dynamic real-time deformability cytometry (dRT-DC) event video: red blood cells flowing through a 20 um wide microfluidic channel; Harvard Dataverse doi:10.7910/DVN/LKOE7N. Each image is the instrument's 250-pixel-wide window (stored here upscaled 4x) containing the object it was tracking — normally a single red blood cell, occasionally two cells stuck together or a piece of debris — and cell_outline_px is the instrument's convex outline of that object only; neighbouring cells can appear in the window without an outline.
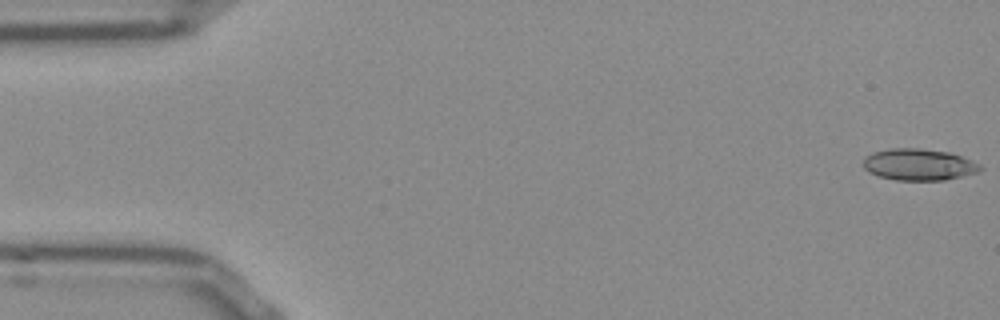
{"species": "Egyptian fruit bat (a non-hibernating species)", "species_latin": "Rousettus aegyptiacus", "temperature_condition": "room temperature", "stored_images_in_passage": 52, "camera_frame_rate_fps": 3000, "um_per_image_px": 0.085, "frame": {"image": 1, "passage_image": 1, "time_ms": 0.0, "image_size_px": [1000, 320], "cell_outline_px": [[984, 168], [976, 172], [944, 180], [896, 180], [880, 176], [868, 172], [864, 168], [864, 156], [872, 152], [892, 148], [920, 148], [948, 152], [972, 160], [980, 164]], "centroid_in_image_um": [78.08, 13.98], "position_along_channel_um": 6.9, "area_um2": 21.44}}
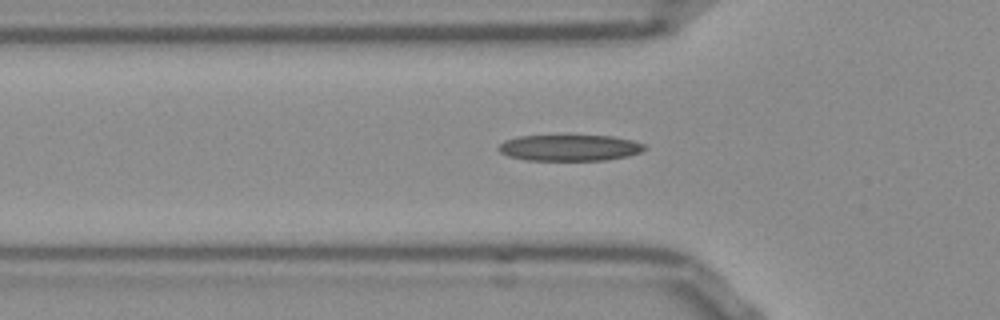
{"frame": {"image": 2, "passage_image": 17, "time_ms": 5.333, "image_size_px": [1000, 320], "cell_outline_px": [[648, 148], [640, 152], [628, 156], [608, 160], [524, 160], [508, 156], [500, 152], [496, 148], [504, 140], [520, 136], [612, 136], [632, 140], [644, 144]], "centroid_in_image_um": [48.42, 12.57], "position_along_channel_um": 77.4, "area_um2": 22.31}}
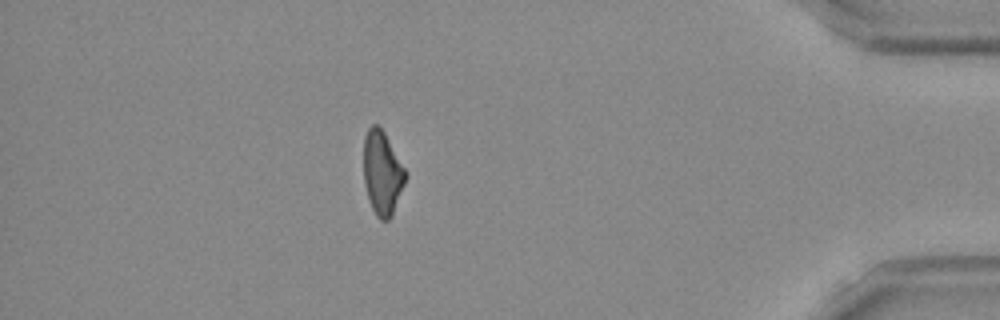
{"frame": {"image": 3, "passage_image": 46, "time_ms": 15.0, "image_size_px": [1000, 320], "cell_outline_px": [[408, 176], [392, 216], [388, 220], [380, 220], [376, 216], [368, 200], [364, 184], [364, 136], [368, 128], [372, 124], [376, 124], [384, 132], [404, 168]], "centroid_in_image_um": [32.49, 14.73], "position_along_channel_um": 402.7, "area_um2": 20.46}}